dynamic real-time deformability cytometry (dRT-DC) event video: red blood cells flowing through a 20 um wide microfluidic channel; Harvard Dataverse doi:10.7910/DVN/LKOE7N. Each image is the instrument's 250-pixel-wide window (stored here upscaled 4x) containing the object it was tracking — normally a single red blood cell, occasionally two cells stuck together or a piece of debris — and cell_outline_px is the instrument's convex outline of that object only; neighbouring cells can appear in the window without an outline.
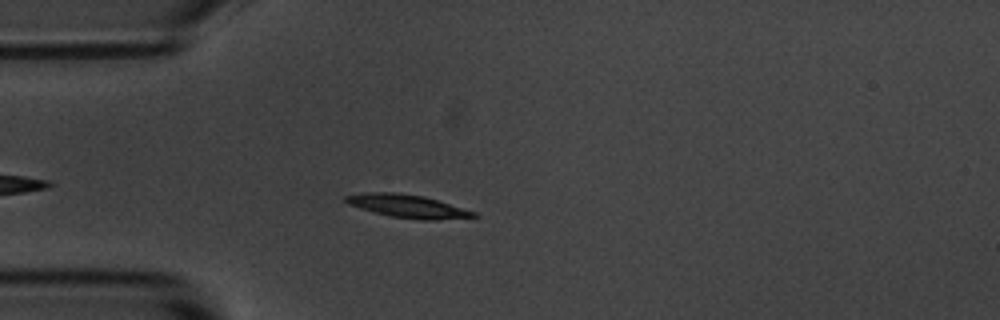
{"species": "common noctule bat (a hibernating species)", "species_latin": "Nyctalus noctula", "temperature_condition": "room temperature", "stored_images_in_passage": 6, "camera_frame_rate_fps": 3000, "um_per_image_px": 0.085, "animal": {"sex": "male", "body_mass_g": 20.1, "forearm_length_mm": 53.5}, "frame": {"image": 1, "passage_image": 4, "time_ms": 4.333, "image_size_px": [1000, 320], "cell_outline_px": [[480, 216], [432, 220], [424, 220], [392, 216], [360, 208], [348, 204], [344, 200], [344, 196], [368, 192], [392, 192], [424, 196], [476, 212]], "centroid_in_image_um": [34.64, 17.51], "position_along_channel_um": 50.4, "area_um2": 16.82}}